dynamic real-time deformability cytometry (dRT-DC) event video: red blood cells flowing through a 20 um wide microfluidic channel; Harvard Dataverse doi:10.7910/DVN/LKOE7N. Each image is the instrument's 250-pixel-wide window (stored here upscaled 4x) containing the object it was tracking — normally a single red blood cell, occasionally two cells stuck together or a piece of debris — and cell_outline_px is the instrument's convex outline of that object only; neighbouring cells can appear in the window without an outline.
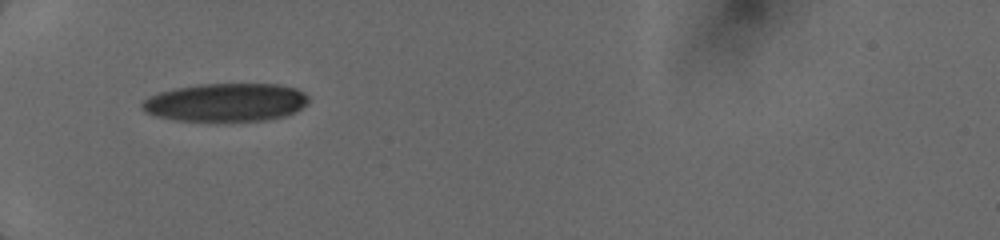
{"species": "human", "species_latin": "Homo sapiens", "temperature_condition": "cold", "stored_images_in_passage": 24, "camera_frame_rate_fps": 3000, "um_per_image_px": 0.085, "donor": {"sex": "female"}, "frame": {"image": 1, "passage_image": 1, "time_ms": 0.0, "image_size_px": [1000, 240], "cell_outline_px": [[308, 104], [296, 112], [284, 116], [268, 120], [216, 124], [172, 120], [156, 116], [144, 112], [140, 104], [148, 96], [160, 92], [176, 88], [200, 84], [280, 84], [296, 88], [304, 92], [308, 96]], "centroid_in_image_um": [19.19, 8.75], "position_along_channel_um": 65.8, "area_um2": 38.49}}
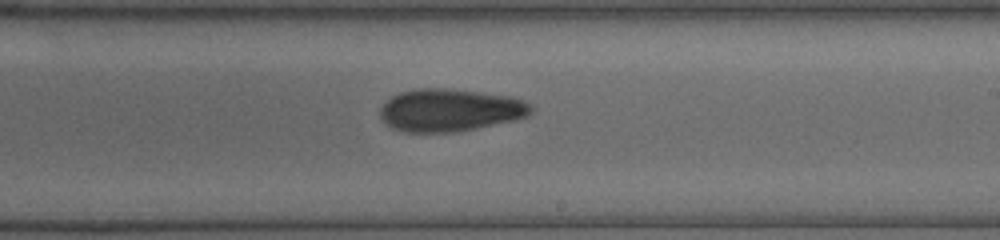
{"frame": {"image": 2, "passage_image": 11, "time_ms": 4.667, "image_size_px": [1000, 240], "cell_outline_px": [[532, 112], [528, 116], [516, 120], [456, 132], [400, 132], [384, 124], [380, 116], [380, 108], [392, 96], [400, 92], [420, 88], [444, 88], [508, 96], [524, 100], [532, 104]], "centroid_in_image_um": [38.24, 9.38], "position_along_channel_um": 250.8, "area_um2": 37.51}}
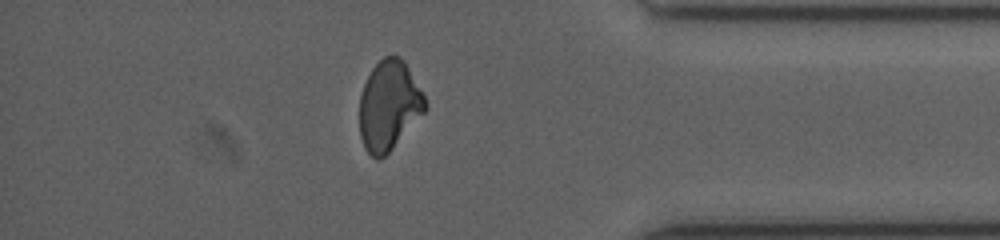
{"frame": {"image": 3, "passage_image": 21, "time_ms": 8.667, "image_size_px": [1000, 240], "cell_outline_px": [[428, 108], [392, 148], [380, 160], [376, 160], [364, 148], [360, 136], [360, 96], [364, 84], [372, 68], [384, 56], [400, 56], [404, 60], [424, 96], [428, 104]], "centroid_in_image_um": [33.06, 8.97], "position_along_channel_um": 402.1, "area_um2": 34.04}}